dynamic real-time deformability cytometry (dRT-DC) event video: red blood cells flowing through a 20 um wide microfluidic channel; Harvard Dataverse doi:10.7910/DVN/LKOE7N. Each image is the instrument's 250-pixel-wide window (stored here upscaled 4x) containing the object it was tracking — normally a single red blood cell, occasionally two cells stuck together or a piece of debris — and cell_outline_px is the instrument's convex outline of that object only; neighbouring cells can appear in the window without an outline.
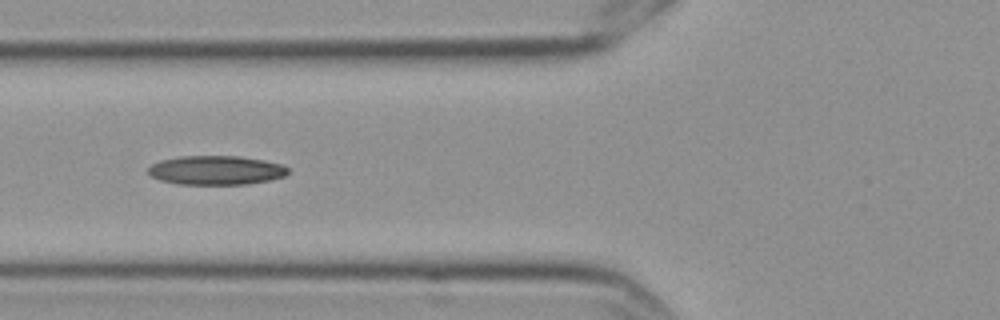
{"species": "Egyptian fruit bat (a non-hibernating species)", "species_latin": "Rousettus aegyptiacus", "temperature_condition": "cold", "stored_images_in_passage": 9, "camera_frame_rate_fps": 3000, "um_per_image_px": 0.085, "frame": {"image": 1, "passage_image": 2, "time_ms": 0.333, "image_size_px": [1000, 320], "cell_outline_px": [[288, 172], [284, 176], [268, 180], [248, 184], [180, 184], [160, 180], [152, 176], [148, 172], [148, 168], [152, 164], [160, 160], [180, 156], [240, 156], [264, 160], [280, 164], [288, 168]], "centroid_in_image_um": [18.35, 14.46], "position_along_channel_um": 107.5, "area_um2": 23.58}}
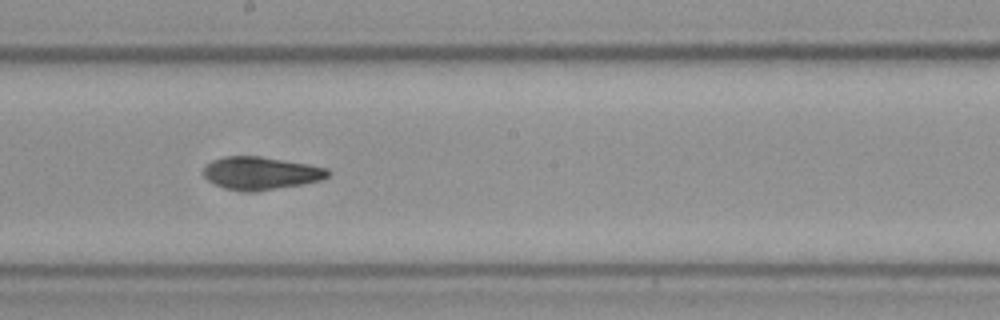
{"frame": {"image": 2, "passage_image": 5, "time_ms": 1.333, "image_size_px": [1000, 320], "cell_outline_px": [[332, 172], [328, 176], [320, 180], [300, 184], [276, 188], [228, 188], [216, 184], [208, 180], [204, 176], [204, 164], [212, 160], [224, 156], [260, 156], [308, 164], [328, 168]], "centroid_in_image_um": [22.19, 14.65], "position_along_channel_um": 226.0, "area_um2": 22.83}}
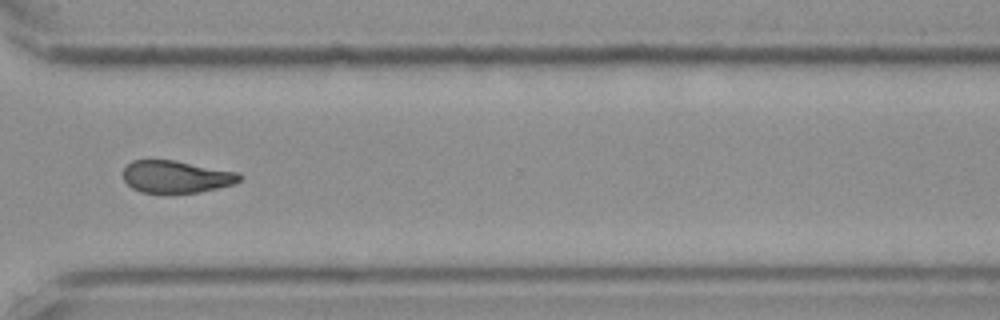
{"frame": {"image": 3, "passage_image": 8, "time_ms": 2.333, "image_size_px": [1000, 320], "cell_outline_px": [[240, 180], [236, 184], [200, 192], [140, 192], [132, 188], [124, 180], [124, 168], [132, 160], [176, 160], [236, 172], [240, 176]], "centroid_in_image_um": [14.97, 15.01], "position_along_channel_um": 355.6, "area_um2": 21.68}}